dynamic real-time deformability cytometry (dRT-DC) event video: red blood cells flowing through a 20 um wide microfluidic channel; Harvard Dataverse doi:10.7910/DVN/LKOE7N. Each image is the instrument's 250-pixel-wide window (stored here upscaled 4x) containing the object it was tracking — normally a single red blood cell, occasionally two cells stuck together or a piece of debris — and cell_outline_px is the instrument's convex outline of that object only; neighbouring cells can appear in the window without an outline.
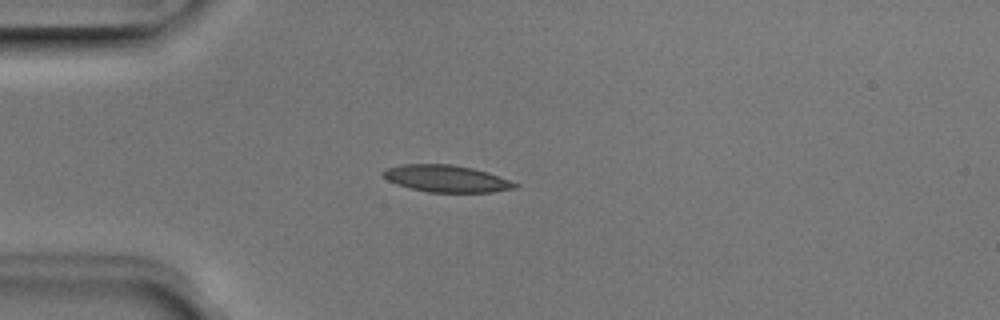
{"species": "Egyptian fruit bat (a non-hibernating species)", "species_latin": "Rousettus aegyptiacus", "temperature_condition": "room temperature", "stored_images_in_passage": 5, "camera_frame_rate_fps": 3000, "um_per_image_px": 0.085, "animal": {"sex": "male"}, "frame": {"image": 1, "passage_image": 4, "time_ms": 1.0, "image_size_px": [1000, 320], "cell_outline_px": [[520, 184], [516, 188], [492, 192], [428, 192], [396, 184], [388, 180], [380, 172], [388, 168], [400, 164], [452, 164], [472, 168], [488, 172]], "centroid_in_image_um": [37.95, 15.18], "position_along_channel_um": 47.0, "area_um2": 20.63}}